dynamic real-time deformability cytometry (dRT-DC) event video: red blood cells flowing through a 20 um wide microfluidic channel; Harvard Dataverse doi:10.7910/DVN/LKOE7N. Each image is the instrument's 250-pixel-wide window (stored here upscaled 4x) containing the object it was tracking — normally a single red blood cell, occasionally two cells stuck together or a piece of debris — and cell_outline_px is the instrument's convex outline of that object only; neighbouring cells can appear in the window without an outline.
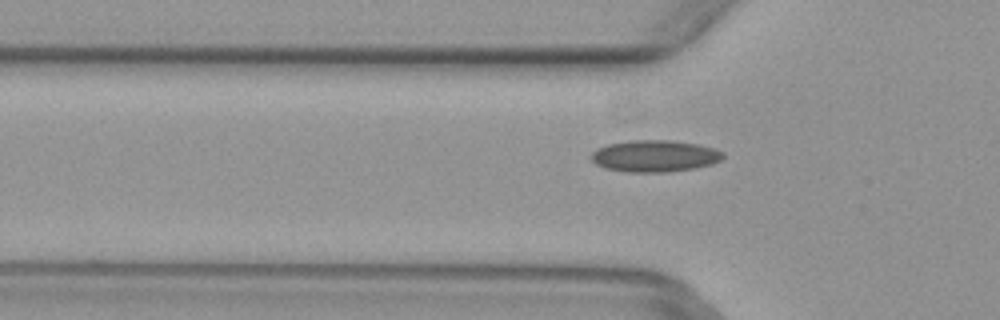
{"species": "common noctule bat (a hibernating species)", "species_latin": "Nyctalus noctula", "temperature_condition": "warm", "stored_images_in_passage": 6, "camera_frame_rate_fps": 3000, "um_per_image_px": 0.085, "animal": {"sex": "female", "body_mass_g": 29.2, "forearm_length_mm": 56.3}, "frame": {"image": 1, "passage_image": 6, "time_ms": 1.667, "image_size_px": [1000, 320], "cell_outline_px": [[724, 156], [720, 160], [712, 164], [696, 168], [668, 172], [624, 172], [604, 168], [596, 164], [592, 160], [592, 152], [596, 148], [608, 144], [628, 140], [668, 140], [696, 144], [712, 148], [724, 152]], "centroid_in_image_um": [55.63, 13.27], "position_along_channel_um": 70.2, "area_um2": 24.45}}